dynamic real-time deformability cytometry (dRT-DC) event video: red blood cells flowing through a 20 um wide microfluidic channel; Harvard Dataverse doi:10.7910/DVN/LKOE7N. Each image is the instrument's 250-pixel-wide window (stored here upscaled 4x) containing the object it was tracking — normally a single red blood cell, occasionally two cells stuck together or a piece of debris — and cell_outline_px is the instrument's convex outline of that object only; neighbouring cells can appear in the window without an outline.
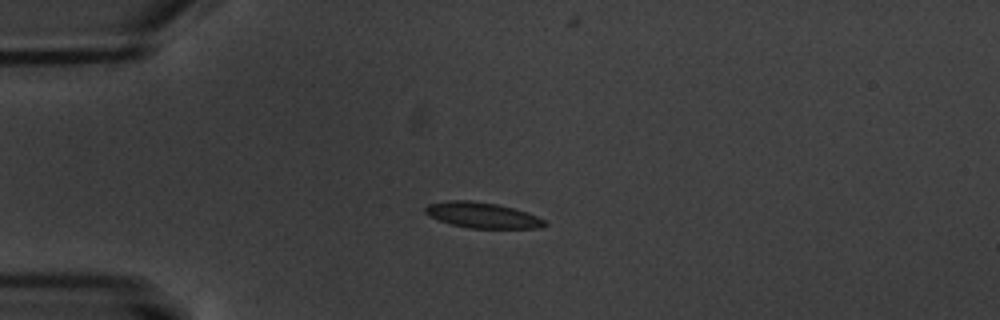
{"species": "common noctule bat (a hibernating species)", "species_latin": "Nyctalus noctula", "temperature_condition": "warm", "stored_images_in_passage": 5, "camera_frame_rate_fps": 3000, "um_per_image_px": 0.085, "animal": {"sex": "male", "body_mass_g": 20.1, "forearm_length_mm": 53.5}, "frame": {"image": 1, "passage_image": 4, "time_ms": 3.667, "image_size_px": [1000, 320], "cell_outline_px": [[548, 224], [540, 228], [472, 228], [452, 224], [440, 220], [424, 212], [424, 208], [428, 204], [448, 200], [468, 200], [496, 204], [528, 212], [544, 220]], "centroid_in_image_um": [41.01, 18.29], "position_along_channel_um": 44.0, "area_um2": 17.57}}